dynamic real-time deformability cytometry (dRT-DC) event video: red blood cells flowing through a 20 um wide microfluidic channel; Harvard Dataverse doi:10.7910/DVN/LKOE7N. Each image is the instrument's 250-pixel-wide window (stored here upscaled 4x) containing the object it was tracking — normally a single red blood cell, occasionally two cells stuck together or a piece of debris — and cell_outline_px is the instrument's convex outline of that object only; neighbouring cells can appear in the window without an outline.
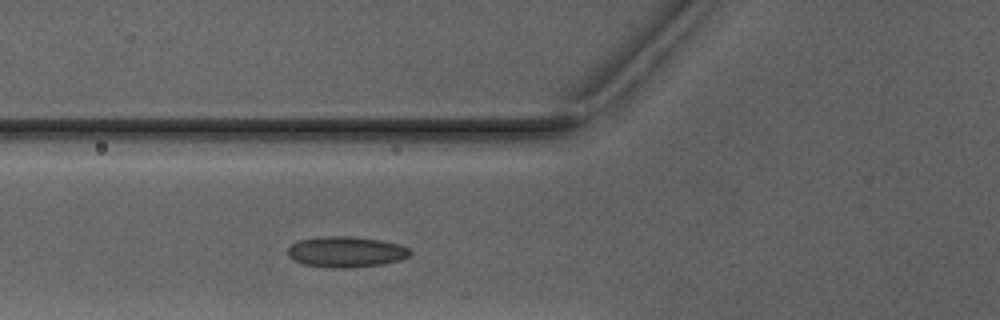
{"species": "Egyptian fruit bat (a non-hibernating species)", "species_latin": "Rousettus aegyptiacus", "temperature_condition": "warm", "stored_images_in_passage": 3, "camera_frame_rate_fps": 3000, "um_per_image_px": 0.085, "animal": {"sex": "male"}, "frame": {"image": 1, "passage_image": 3, "time_ms": 2.333, "image_size_px": [1000, 320], "cell_outline_px": [[412, 252], [408, 256], [400, 260], [384, 264], [344, 268], [332, 268], [304, 264], [288, 256], [288, 248], [296, 240], [316, 236], [352, 236], [380, 240], [400, 244], [408, 248]], "centroid_in_image_um": [29.4, 21.39], "position_along_channel_um": 96.4, "area_um2": 22.08}}